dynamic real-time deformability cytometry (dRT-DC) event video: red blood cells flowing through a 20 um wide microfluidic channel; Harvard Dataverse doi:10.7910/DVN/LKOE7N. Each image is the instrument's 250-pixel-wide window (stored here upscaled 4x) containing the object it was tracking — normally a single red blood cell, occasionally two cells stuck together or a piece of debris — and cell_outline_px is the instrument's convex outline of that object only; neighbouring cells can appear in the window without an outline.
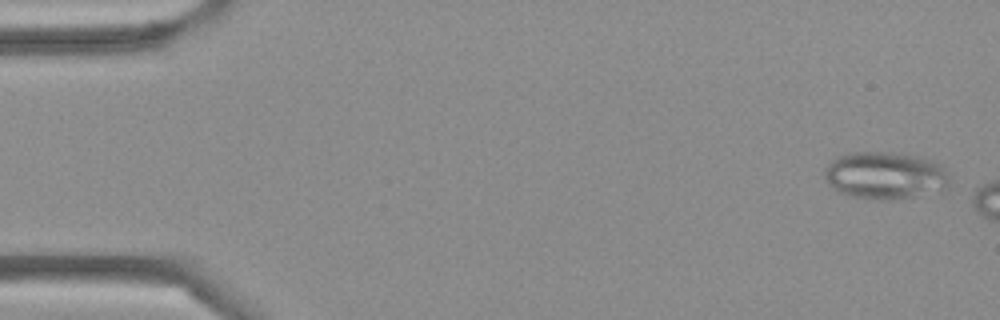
{"species": "Egyptian fruit bat (a non-hibernating species)", "species_latin": "Rousettus aegyptiacus", "temperature_condition": "cold", "stored_images_in_passage": 3, "camera_frame_rate_fps": 3000, "um_per_image_px": 0.085, "frame": {"image": 1, "passage_image": 1, "time_ms": 0.0, "image_size_px": [1000, 320], "cell_outline_px": [[948, 192], [892, 200], [880, 200], [848, 196], [836, 192], [828, 184], [824, 176], [824, 172], [828, 164], [836, 156], [848, 152], [888, 152], [920, 156], [932, 160], [940, 164], [944, 168], [948, 176]], "centroid_in_image_um": [75.26, 14.94], "position_along_channel_um": 9.7, "area_um2": 35.49}}